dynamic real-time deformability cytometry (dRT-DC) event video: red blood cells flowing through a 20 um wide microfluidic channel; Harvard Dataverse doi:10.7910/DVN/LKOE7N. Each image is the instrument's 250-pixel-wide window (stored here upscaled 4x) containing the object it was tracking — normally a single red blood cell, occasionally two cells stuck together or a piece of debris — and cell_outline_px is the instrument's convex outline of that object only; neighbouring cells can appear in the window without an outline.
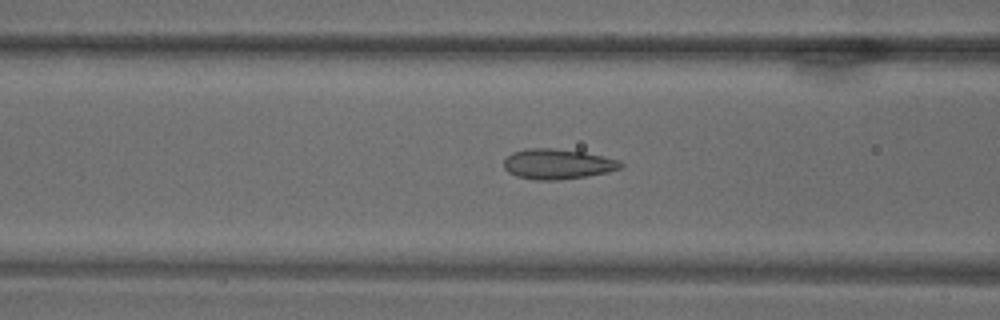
{"species": "common noctule bat (a hibernating species)", "species_latin": "Nyctalus noctula", "temperature_condition": "warm", "stored_images_in_passage": 50, "camera_frame_rate_fps": 3000, "um_per_image_px": 0.085, "animal": {"sex": "male", "body_mass_g": 18.8}, "frame": {"image": 1, "passage_image": 12, "time_ms": 3.667, "image_size_px": [1000, 320], "cell_outline_px": [[624, 168], [608, 172], [588, 176], [560, 180], [536, 180], [516, 176], [508, 172], [504, 168], [504, 160], [512, 152], [528, 148], [552, 148], [584, 152], [604, 156], [620, 160], [624, 164]], "centroid_in_image_um": [47.43, 13.95], "position_along_channel_um": 119.2, "area_um2": 20.81}}
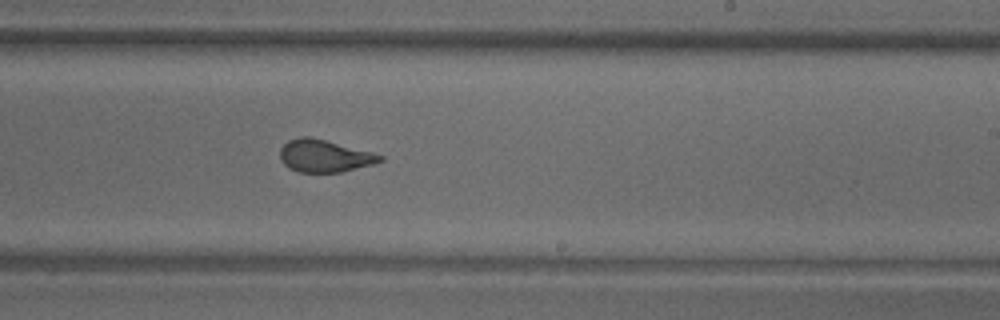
{"frame": {"image": 2, "passage_image": 27, "time_ms": 8.667, "image_size_px": [1000, 320], "cell_outline_px": [[384, 160], [372, 164], [340, 172], [300, 172], [288, 168], [280, 160], [280, 148], [288, 140], [300, 136], [312, 136], [372, 152], [384, 156]], "centroid_in_image_um": [27.55, 13.24], "position_along_channel_um": 261.5, "area_um2": 18.96}}
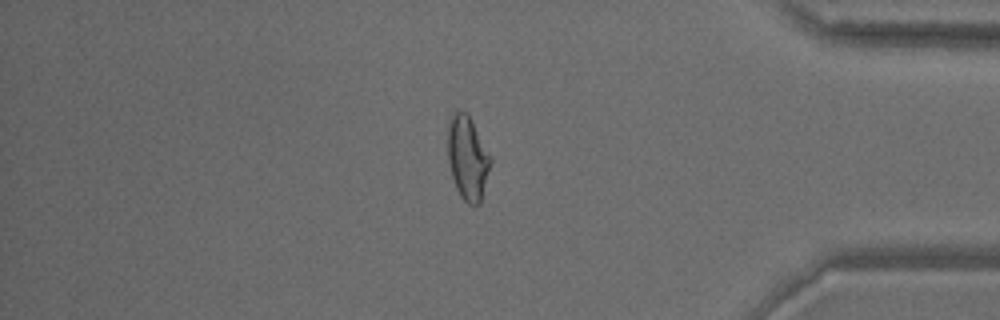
{"frame": {"image": 3, "passage_image": 44, "time_ms": 14.333, "image_size_px": [1000, 320], "cell_outline_px": [[492, 160], [480, 204], [468, 204], [460, 196], [456, 188], [452, 176], [448, 160], [448, 120], [452, 112], [456, 108], [468, 112]], "centroid_in_image_um": [39.73, 13.37], "position_along_channel_um": 395.5, "area_um2": 21.04}}